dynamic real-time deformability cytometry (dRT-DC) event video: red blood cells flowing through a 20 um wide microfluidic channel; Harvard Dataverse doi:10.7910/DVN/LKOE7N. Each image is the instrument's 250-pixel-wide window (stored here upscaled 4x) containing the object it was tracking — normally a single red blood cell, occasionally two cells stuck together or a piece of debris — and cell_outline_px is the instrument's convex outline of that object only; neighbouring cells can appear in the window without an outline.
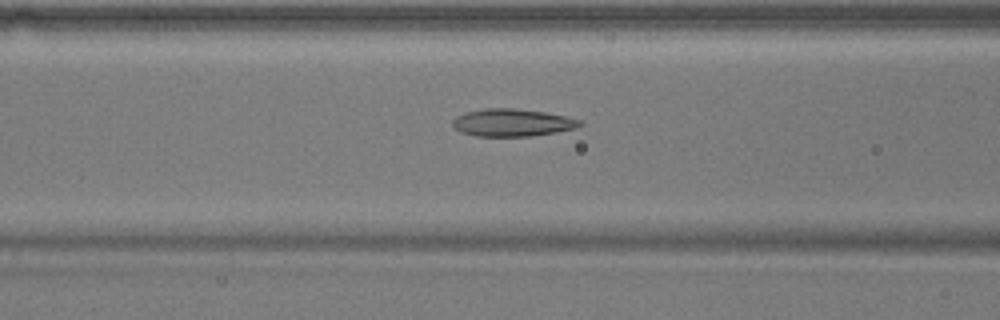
{"species": "common noctule bat (a hibernating species)", "species_latin": "Nyctalus noctula", "temperature_condition": "warm", "stored_images_in_passage": 43, "camera_frame_rate_fps": 3000, "um_per_image_px": 0.085, "animal": {"sex": "male", "body_mass_g": 17.9}, "frame": {"image": 1, "passage_image": 11, "time_ms": 3.333, "image_size_px": [1000, 320], "cell_outline_px": [[584, 124], [576, 128], [556, 132], [528, 136], [476, 136], [460, 132], [452, 124], [452, 120], [456, 116], [468, 112], [484, 108], [512, 108], [544, 112], [568, 116], [580, 120]], "centroid_in_image_um": [43.56, 10.42], "position_along_channel_um": 123.0, "area_um2": 20.35}}
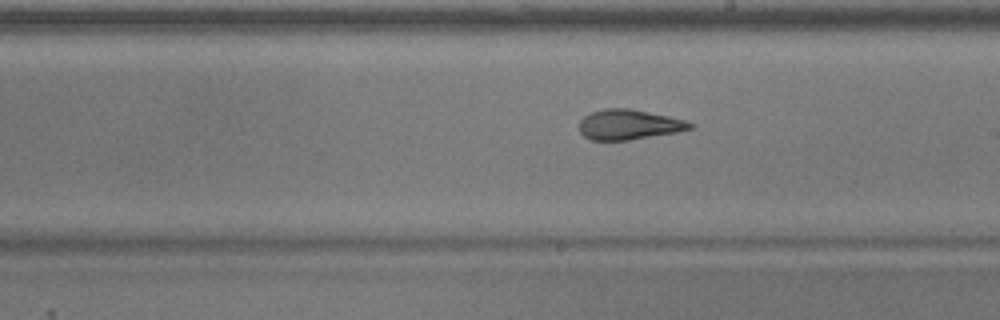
{"frame": {"image": 2, "passage_image": 20, "time_ms": 6.333, "image_size_px": [1000, 320], "cell_outline_px": [[696, 124], [692, 128], [676, 132], [628, 140], [592, 140], [584, 136], [580, 132], [580, 120], [588, 112], [604, 108], [632, 108], [668, 116], [684, 120]], "centroid_in_image_um": [53.43, 10.57], "position_along_channel_um": 235.6, "area_um2": 19.48}}
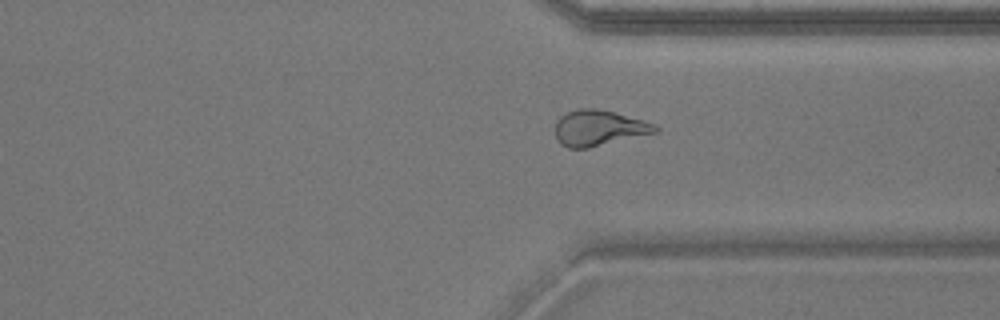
{"frame": {"image": 3, "passage_image": 30, "time_ms": 9.667, "image_size_px": [1000, 320], "cell_outline_px": [[660, 128], [656, 132], [588, 148], [568, 148], [560, 144], [556, 140], [556, 120], [560, 116], [568, 112], [580, 108], [596, 108], [644, 120], [656, 124]], "centroid_in_image_um": [50.88, 10.88], "position_along_channel_um": 360.5, "area_um2": 20.69}, "authors_computed_cell_mechanics": {"area_um2": 21.2704, "velocity_mm_per_s": 3.7484, "shape_relaxation_time_tau1_ms": null, "shape_relaxation_time_tau2_ms": 2.0626, "deformation_change_tau1": null, "deformation_change_tau2": 0.1033}}